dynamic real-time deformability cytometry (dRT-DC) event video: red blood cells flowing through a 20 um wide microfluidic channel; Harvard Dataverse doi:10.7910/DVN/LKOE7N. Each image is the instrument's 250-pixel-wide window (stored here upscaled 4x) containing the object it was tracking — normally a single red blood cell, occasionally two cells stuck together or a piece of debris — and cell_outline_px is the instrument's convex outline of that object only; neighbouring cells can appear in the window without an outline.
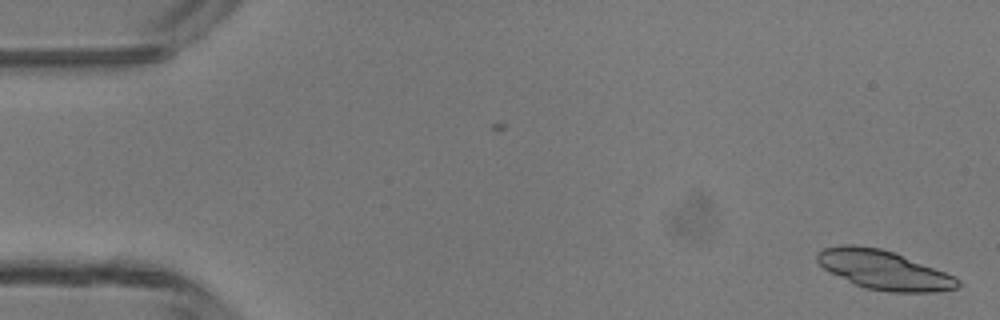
{"species": "common noctule bat (a hibernating species)", "species_latin": "Nyctalus noctula", "temperature_condition": "room temperature", "stored_images_in_passage": 2, "camera_frame_rate_fps": 3000, "um_per_image_px": 0.085, "animal": {"sex": "male", "body_mass_g": 13.3}, "frame": {"image": 1, "passage_image": 2, "time_ms": 1.0, "image_size_px": [1000, 320], "cell_outline_px": [[960, 284], [956, 288], [936, 292], [888, 292], [864, 288], [824, 268], [816, 260], [816, 252], [824, 248], [840, 244], [852, 244], [880, 248], [892, 252], [944, 272], [960, 280]], "centroid_in_image_um": [75.09, 22.94], "position_along_channel_um": 9.9, "area_um2": 31.5}}